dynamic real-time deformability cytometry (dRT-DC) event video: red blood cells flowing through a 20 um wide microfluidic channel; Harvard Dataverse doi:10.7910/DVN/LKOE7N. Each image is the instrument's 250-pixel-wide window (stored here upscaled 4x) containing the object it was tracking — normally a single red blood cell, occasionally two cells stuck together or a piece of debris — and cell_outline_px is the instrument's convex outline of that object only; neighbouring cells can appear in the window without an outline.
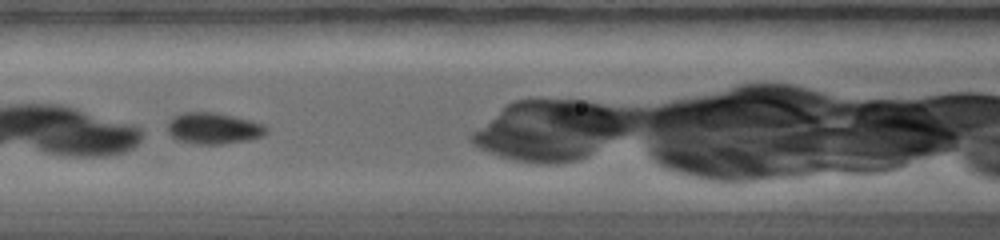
{"species": "common noctule bat (a hibernating species)", "species_latin": "Nyctalus noctula", "temperature_condition": "warm", "stored_images_in_passage": 4, "camera_frame_rate_fps": 5000, "um_per_image_px": 0.085, "animal": {"sex": "female", "body_mass_g": 19.0, "forearm_length_mm": 56.7}, "frame": {"image": 1, "passage_image": 3, "time_ms": 1.8, "image_size_px": [1000, 240], "cell_outline_px": [[268, 132], [260, 136], [248, 140], [224, 144], [196, 144], [176, 140], [168, 132], [168, 120], [172, 116], [180, 112], [212, 112], [252, 120], [264, 124], [268, 128]], "centroid_in_image_um": [18.13, 10.9], "position_along_channel_um": 148.5, "area_um2": 18.21}}
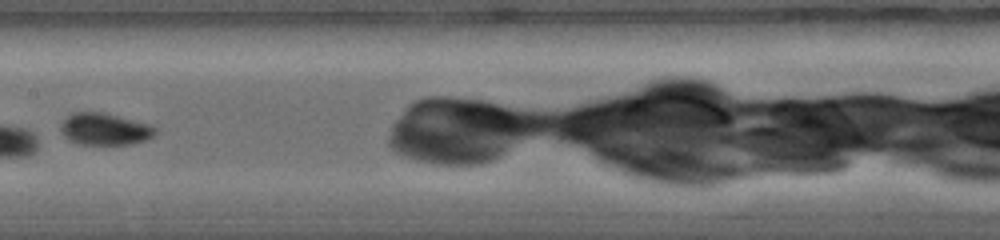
{"frame": {"image": 2, "passage_image": 4, "time_ms": 2.8, "image_size_px": [1000, 240], "cell_outline_px": [[156, 132], [152, 136], [144, 140], [132, 144], [76, 144], [68, 140], [60, 132], [60, 124], [72, 112], [104, 112], [148, 124], [156, 128]], "centroid_in_image_um": [8.85, 10.97], "position_along_channel_um": 198.6, "area_um2": 17.57}}